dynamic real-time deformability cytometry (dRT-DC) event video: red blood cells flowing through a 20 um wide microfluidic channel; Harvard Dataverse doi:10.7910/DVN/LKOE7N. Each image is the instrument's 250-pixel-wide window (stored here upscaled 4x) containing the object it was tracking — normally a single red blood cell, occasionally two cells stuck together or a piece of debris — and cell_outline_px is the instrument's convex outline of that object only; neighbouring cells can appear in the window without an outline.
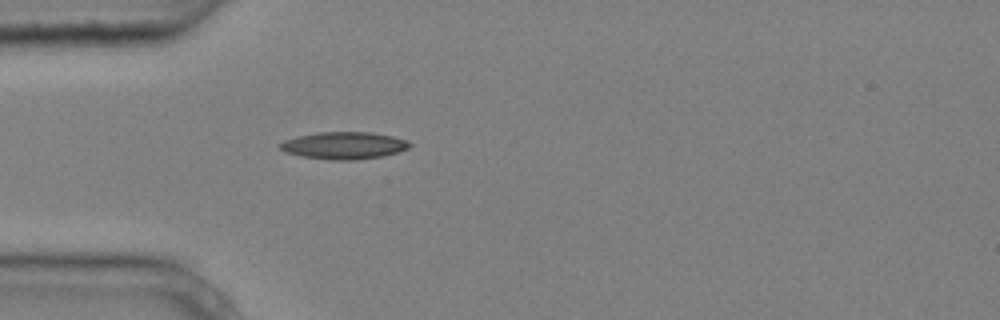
{"species": "common noctule bat (a hibernating species)", "species_latin": "Nyctalus noctula", "temperature_condition": "cold", "stored_images_in_passage": 1, "camera_frame_rate_fps": 3000, "um_per_image_px": 0.085, "animal": {"sex": "male", "body_mass_g": 20.4}, "frame": {"image": 1, "passage_image": 1, "time_ms": 0.0, "image_size_px": [1000, 320], "cell_outline_px": [[412, 144], [408, 148], [384, 156], [352, 160], [332, 160], [304, 156], [284, 152], [276, 144], [284, 140], [296, 136], [320, 132], [372, 132], [392, 136], [408, 140]], "centroid_in_image_um": [29.22, 12.36], "position_along_channel_um": 55.8, "area_um2": 20.58}}